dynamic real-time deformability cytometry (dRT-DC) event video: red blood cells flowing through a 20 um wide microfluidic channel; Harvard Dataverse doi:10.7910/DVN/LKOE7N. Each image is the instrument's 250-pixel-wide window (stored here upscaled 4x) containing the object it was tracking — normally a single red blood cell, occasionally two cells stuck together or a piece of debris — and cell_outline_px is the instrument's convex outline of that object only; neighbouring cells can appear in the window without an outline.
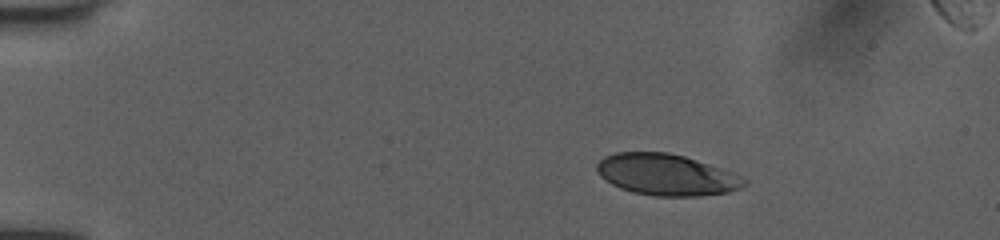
{"species": "human", "species_latin": "Homo sapiens", "temperature_condition": "room temperature", "stored_images_in_passage": 43, "camera_frame_rate_fps": 3000, "um_per_image_px": 0.085, "donor": {"sex": "female"}, "frame": {"image": 1, "passage_image": 1, "time_ms": 0.0, "image_size_px": [1000, 240], "cell_outline_px": [[748, 180], [740, 188], [728, 192], [700, 196], [656, 196], [632, 192], [620, 188], [604, 180], [596, 172], [596, 164], [604, 156], [616, 152], [668, 152], [684, 156], [720, 168]], "centroid_in_image_um": [56.58, 14.85], "position_along_channel_um": 28.4, "area_um2": 35.37}}
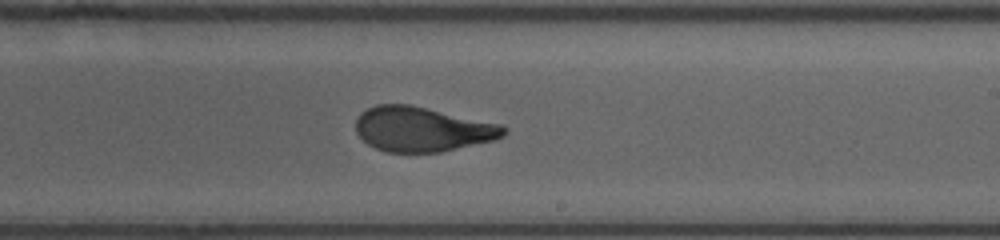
{"frame": {"image": 2, "passage_image": 24, "time_ms": 7.667, "image_size_px": [1000, 240], "cell_outline_px": [[508, 132], [504, 136], [492, 140], [440, 152], [388, 152], [376, 148], [368, 144], [356, 132], [356, 120], [360, 112], [376, 104], [408, 104], [504, 124], [508, 128]], "centroid_in_image_um": [35.91, 10.97], "position_along_channel_um": 253.1, "area_um2": 38.61}}
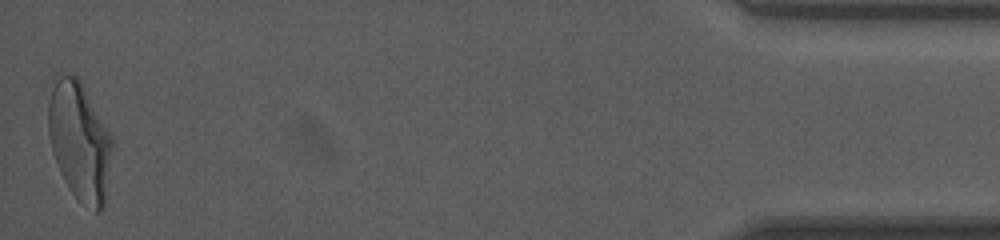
{"frame": {"image": 3, "passage_image": 43, "time_ms": 14.0, "image_size_px": [1000, 240], "cell_outline_px": [[112, 148], [104, 208], [100, 212], [96, 212], [80, 200], [68, 188], [60, 172], [52, 152], [48, 132], [48, 104], [52, 76], [56, 72], [76, 76], [80, 80], [108, 128], [112, 136]], "centroid_in_image_um": [6.73, 11.93], "position_along_channel_um": 428.5, "area_um2": 44.45}, "authors_computed_cell_mechanics": {"area_um2": 39.1306, "velocity_mm_per_s": 4.0469, "shape_relaxation_time_tau1_ms": 4.5745, "shape_relaxation_time_tau2_ms": 0.7906, "deformation_change_tau1": 0.1842, "deformation_change_tau2": 0.075}}